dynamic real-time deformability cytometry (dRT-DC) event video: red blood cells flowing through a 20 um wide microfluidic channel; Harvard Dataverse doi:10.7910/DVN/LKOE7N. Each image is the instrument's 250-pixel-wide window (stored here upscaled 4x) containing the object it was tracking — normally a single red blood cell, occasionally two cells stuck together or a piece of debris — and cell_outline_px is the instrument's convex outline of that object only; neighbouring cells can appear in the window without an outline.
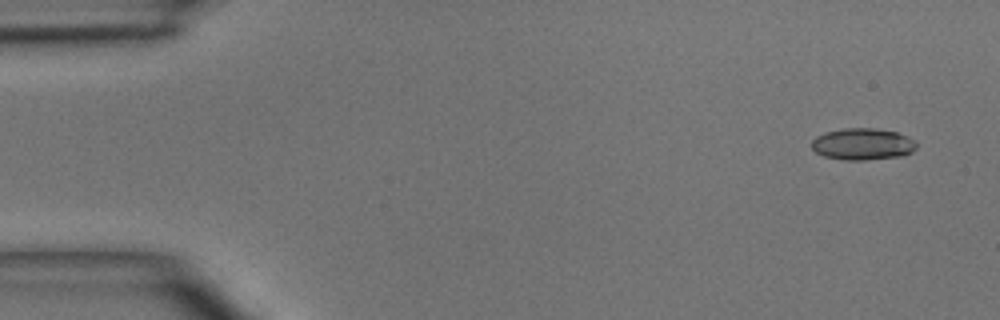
{"species": "common noctule bat (a hibernating species)", "species_latin": "Nyctalus noctula", "temperature_condition": "room temperature", "stored_images_in_passage": 4, "camera_frame_rate_fps": 3000, "um_per_image_px": 0.085, "animal": {"sex": "male", "body_mass_g": 15.6}, "frame": {"image": 1, "passage_image": 1, "time_ms": 0.0, "image_size_px": [1000, 320], "cell_outline_px": [[916, 148], [912, 152], [904, 156], [864, 160], [844, 160], [824, 156], [816, 152], [812, 148], [812, 140], [816, 136], [824, 132], [844, 128], [876, 128], [896, 132], [908, 136], [916, 140]], "centroid_in_image_um": [73.35, 12.25], "position_along_channel_um": 11.7, "area_um2": 19.59}}
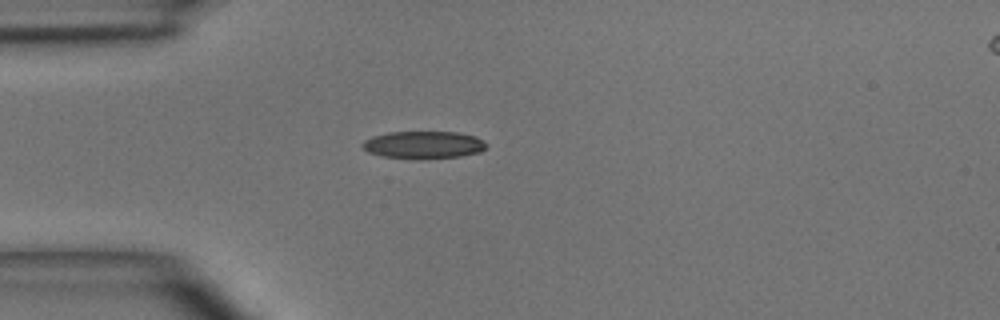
{"frame": {"image": 2, "passage_image": 4, "time_ms": 3.333, "image_size_px": [1000, 320], "cell_outline_px": [[488, 148], [480, 152], [460, 156], [380, 156], [368, 152], [360, 144], [364, 140], [372, 136], [388, 132], [456, 132], [476, 136], [484, 140], [488, 144]], "centroid_in_image_um": [36.04, 12.26], "position_along_channel_um": 49.0, "area_um2": 19.13}}